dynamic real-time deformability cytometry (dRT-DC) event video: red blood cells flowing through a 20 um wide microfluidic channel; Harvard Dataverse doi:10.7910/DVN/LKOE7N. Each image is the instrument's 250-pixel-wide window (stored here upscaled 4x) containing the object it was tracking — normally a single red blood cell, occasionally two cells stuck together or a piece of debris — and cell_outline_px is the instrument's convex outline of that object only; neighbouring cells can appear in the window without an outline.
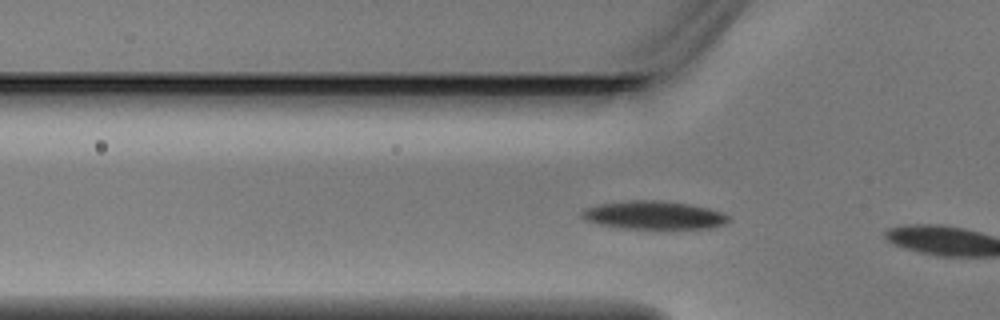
{"species": "Egyptian fruit bat (a non-hibernating species)", "species_latin": "Rousettus aegyptiacus", "temperature_condition": "warm", "stored_images_in_passage": 3, "camera_frame_rate_fps": 3000, "um_per_image_px": 0.085, "animal": {"sex": "male"}, "frame": {"image": 1, "passage_image": 3, "time_ms": 0.667, "image_size_px": [1000, 320], "cell_outline_px": [[732, 220], [724, 224], [712, 228], [620, 228], [600, 224], [584, 220], [580, 216], [580, 212], [584, 208], [600, 204], [628, 200], [660, 200], [688, 204], [708, 208], [720, 212], [728, 216]], "centroid_in_image_um": [55.54, 18.28], "position_along_channel_um": 70.3, "area_um2": 24.1}}